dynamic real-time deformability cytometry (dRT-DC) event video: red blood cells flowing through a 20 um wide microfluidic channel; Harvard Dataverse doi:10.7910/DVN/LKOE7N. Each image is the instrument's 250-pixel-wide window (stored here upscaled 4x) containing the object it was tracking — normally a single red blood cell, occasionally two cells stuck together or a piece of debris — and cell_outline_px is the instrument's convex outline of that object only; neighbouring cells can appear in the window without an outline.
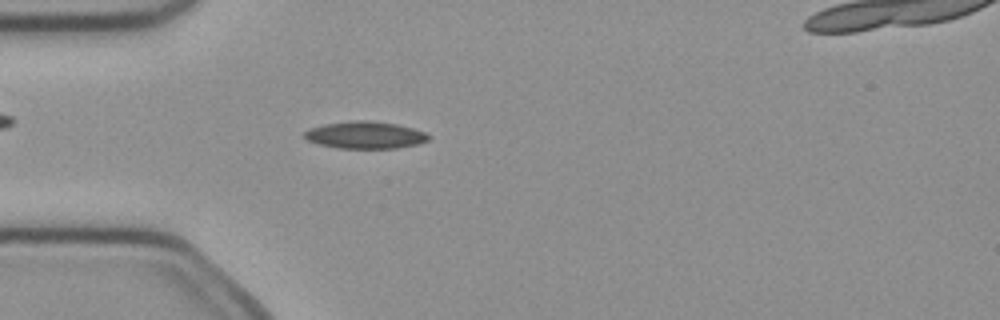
{"species": "common noctule bat (a hibernating species)", "species_latin": "Nyctalus noctula", "temperature_condition": "cold", "stored_images_in_passage": 3, "camera_frame_rate_fps": 3000, "um_per_image_px": 0.085, "animal": {"sex": "female", "body_mass_g": 21.9}, "frame": {"image": 1, "passage_image": 2, "time_ms": 0.333, "image_size_px": [1000, 320], "cell_outline_px": [[432, 136], [428, 140], [420, 144], [396, 148], [336, 148], [320, 144], [308, 140], [304, 136], [304, 132], [308, 128], [324, 124], [348, 120], [368, 120], [396, 124], [412, 128], [424, 132]], "centroid_in_image_um": [31.04, 11.47], "position_along_channel_um": 54.0, "area_um2": 19.77}}